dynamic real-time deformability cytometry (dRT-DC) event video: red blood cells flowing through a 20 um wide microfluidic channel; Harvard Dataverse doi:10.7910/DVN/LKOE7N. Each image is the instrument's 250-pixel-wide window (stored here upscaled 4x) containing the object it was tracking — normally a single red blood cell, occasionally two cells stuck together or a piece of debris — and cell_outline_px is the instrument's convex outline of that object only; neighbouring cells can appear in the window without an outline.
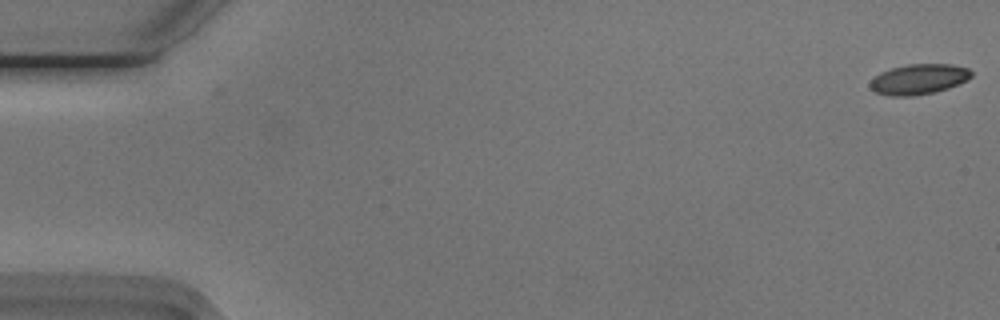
{"species": "Egyptian fruit bat (a non-hibernating species)", "species_latin": "Rousettus aegyptiacus", "temperature_condition": "cold", "stored_images_in_passage": 55, "camera_frame_rate_fps": 3000, "um_per_image_px": 0.085, "animal": {"sex": "male"}, "frame": {"image": 1, "passage_image": 1, "time_ms": 0.0, "image_size_px": [1000, 320], "cell_outline_px": [[972, 76], [968, 80], [960, 84], [936, 92], [912, 96], [888, 96], [876, 92], [868, 84], [880, 72], [892, 68], [908, 64], [952, 64], [968, 68], [972, 72]], "centroid_in_image_um": [78.13, 6.73], "position_along_channel_um": 6.9, "area_um2": 17.98}}
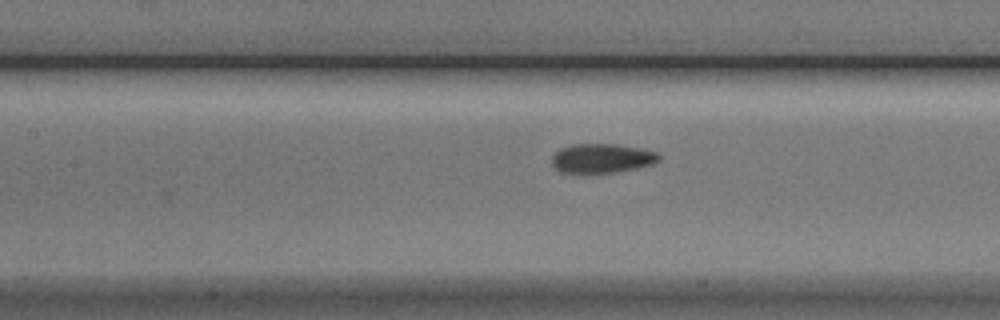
{"frame": {"image": 2, "passage_image": 25, "time_ms": 8.0, "image_size_px": [1000, 320], "cell_outline_px": [[660, 160], [652, 164], [636, 168], [616, 172], [584, 176], [560, 172], [552, 164], [552, 156], [560, 148], [572, 144], [616, 144], [640, 148], [656, 152], [660, 156]], "centroid_in_image_um": [51.11, 13.5], "position_along_channel_um": 156.3, "area_um2": 18.9}}
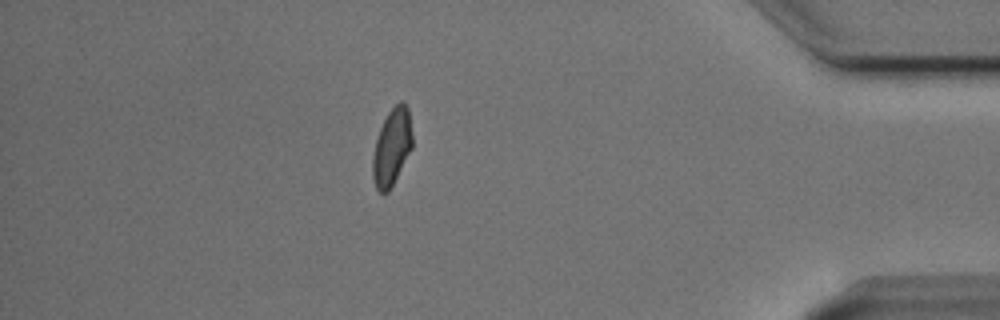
{"frame": {"image": 3, "passage_image": 48, "time_ms": 15.667, "image_size_px": [1000, 320], "cell_outline_px": [[412, 148], [388, 192], [380, 192], [376, 188], [372, 176], [372, 156], [376, 140], [380, 128], [388, 112], [400, 100], [408, 108], [412, 136]], "centroid_in_image_um": [33.29, 12.5], "position_along_channel_um": 401.9, "area_um2": 17.51}, "authors_computed_cell_mechanics": {"area_um2": 18.1492, "velocity_mm_per_s": 3.7601, "shape_relaxation_time_tau1_ms": 4.4394, "shape_relaxation_time_tau2_ms": 1.048, "deformation_change_tau1": 0.1251, "deformation_change_tau2": 0.051}}